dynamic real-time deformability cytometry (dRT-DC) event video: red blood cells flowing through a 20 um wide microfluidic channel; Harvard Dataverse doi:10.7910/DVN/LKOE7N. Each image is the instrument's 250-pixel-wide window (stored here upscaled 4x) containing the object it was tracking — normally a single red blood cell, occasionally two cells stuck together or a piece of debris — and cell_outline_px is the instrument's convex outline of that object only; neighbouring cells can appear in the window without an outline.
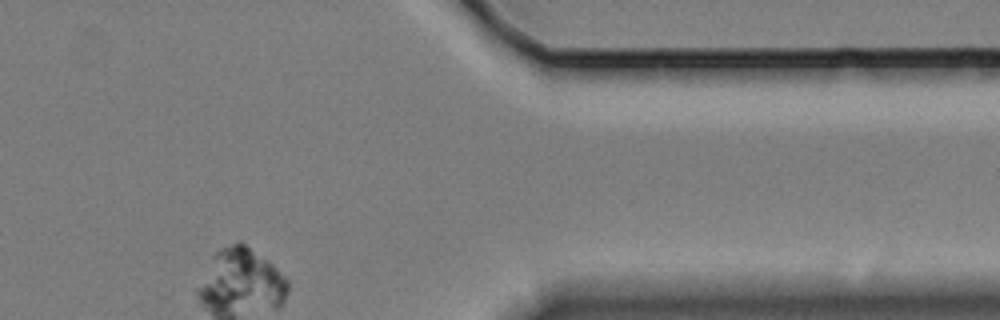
{"species": "Egyptian fruit bat (a non-hibernating species)", "species_latin": "Rousettus aegyptiacus", "temperature_condition": "cold", "stored_images_in_passage": 38, "segment_of_instrument_passage": [2, 2], "camera_frame_rate_fps": 3000, "um_per_image_px": 0.085, "animal": {"sex": "female"}, "frame": {"image": 1, "passage_image": 38, "time_ms": 12.333, "image_size_px": [1000, 320], "cell_outline_px": [[284, 296], [276, 304], [240, 272], [228, 256], [228, 248], [236, 244], [244, 244], [268, 264], [284, 280]], "centroid_in_image_um": [21.89, 23.09], "position_along_channel_um": 389.5, "area_um2": 11.33}}